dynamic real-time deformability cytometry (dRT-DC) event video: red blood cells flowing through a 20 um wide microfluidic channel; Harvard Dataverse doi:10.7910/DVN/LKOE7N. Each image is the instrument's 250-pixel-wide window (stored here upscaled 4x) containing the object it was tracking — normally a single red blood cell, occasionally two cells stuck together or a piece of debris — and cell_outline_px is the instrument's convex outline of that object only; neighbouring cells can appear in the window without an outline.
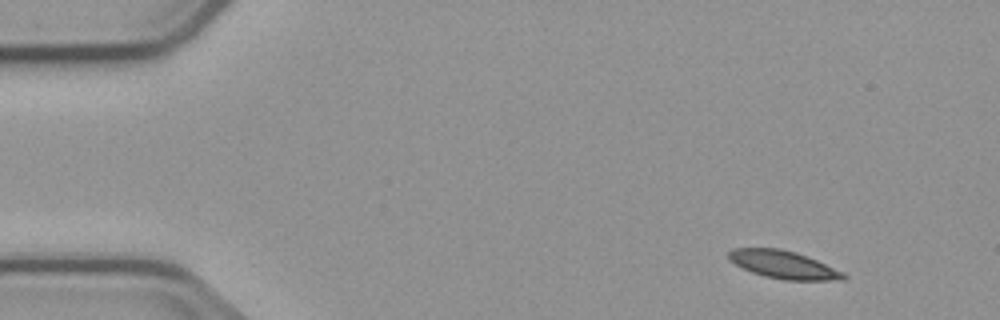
{"species": "common noctule bat (a hibernating species)", "species_latin": "Nyctalus noctula", "temperature_condition": "cold", "stored_images_in_passage": 2, "camera_frame_rate_fps": 3000, "um_per_image_px": 0.085, "animal": {"sex": "male", "body_mass_g": 23.1, "forearm_length_mm": 52.7}, "frame": {"image": 1, "passage_image": 1, "time_ms": 0.0, "image_size_px": [1000, 320], "cell_outline_px": [[848, 276], [844, 280], [784, 280], [764, 276], [752, 272], [736, 264], [728, 256], [728, 252], [732, 248], [780, 248], [796, 252], [816, 260], [844, 272]], "centroid_in_image_um": [66.62, 22.5], "position_along_channel_um": 18.4, "area_um2": 18.5}}